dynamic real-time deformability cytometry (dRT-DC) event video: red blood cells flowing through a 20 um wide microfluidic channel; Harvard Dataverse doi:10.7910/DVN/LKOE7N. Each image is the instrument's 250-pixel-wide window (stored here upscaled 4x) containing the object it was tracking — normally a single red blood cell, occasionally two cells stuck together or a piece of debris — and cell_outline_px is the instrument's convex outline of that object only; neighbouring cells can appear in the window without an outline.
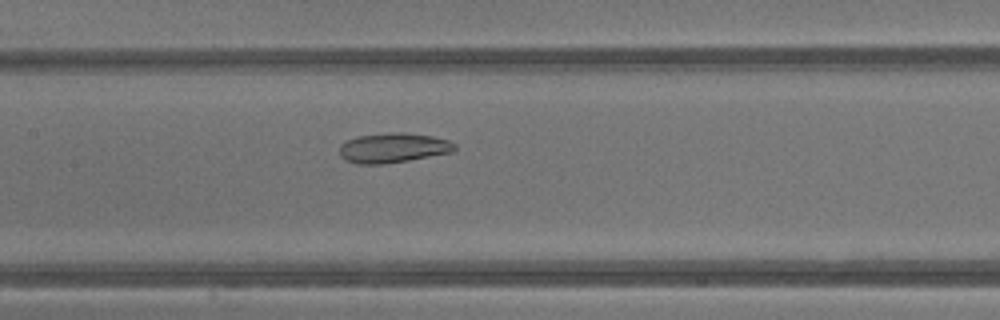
{"species": "common noctule bat (a hibernating species)", "species_latin": "Nyctalus noctula", "temperature_condition": "warm", "stored_images_in_passage": 43, "camera_frame_rate_fps": 3000, "um_per_image_px": 0.085, "animal": {"sex": "male", "body_mass_g": 13.3}, "frame": {"image": 1, "passage_image": 21, "time_ms": 6.667, "image_size_px": [1000, 320], "cell_outline_px": [[456, 148], [452, 152], [408, 160], [384, 164], [360, 164], [344, 160], [340, 156], [340, 144], [356, 136], [388, 132], [404, 132], [432, 136], [448, 140], [456, 144]], "centroid_in_image_um": [33.4, 12.56], "position_along_channel_um": 174.0, "area_um2": 20.06}}
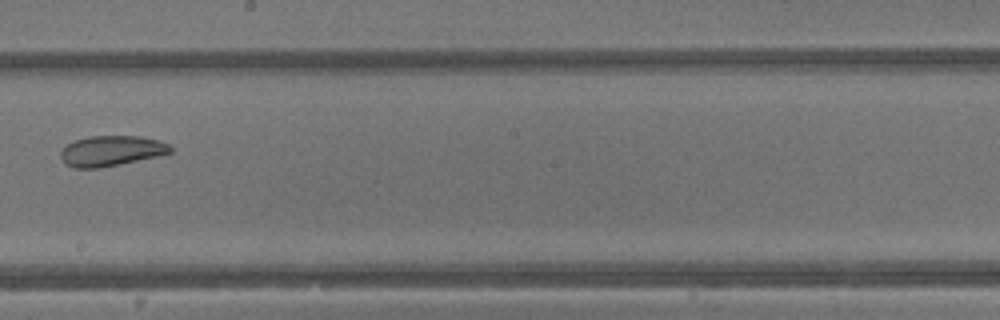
{"frame": {"image": 2, "passage_image": 25, "time_ms": 8.0, "image_size_px": [1000, 320], "cell_outline_px": [[172, 152], [156, 156], [120, 164], [100, 168], [72, 168], [64, 164], [60, 156], [60, 152], [68, 144], [76, 140], [88, 136], [140, 136], [160, 140], [168, 144], [172, 148]], "centroid_in_image_um": [9.44, 12.82], "position_along_channel_um": 238.8, "area_um2": 19.42}}
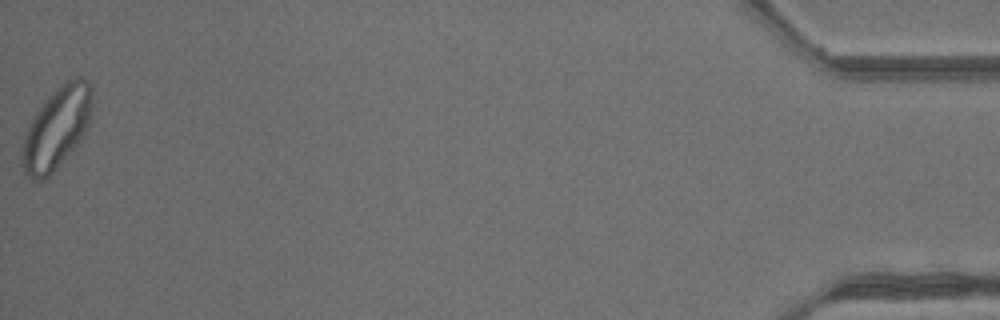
{"frame": {"image": 3, "passage_image": 43, "time_ms": 14.0, "image_size_px": [1000, 320], "cell_outline_px": [[92, 104], [88, 124], [84, 136], [56, 168], [44, 180], [32, 180], [24, 172], [20, 160], [24, 132], [28, 124], [44, 100], [64, 80], [72, 76], [80, 76], [88, 80], [92, 88]], "centroid_in_image_um": [4.8, 10.85], "position_along_channel_um": 430.4, "area_um2": 33.76}, "authors_computed_cell_mechanics": {"area_um2": 27.3972, "velocity_mm_per_s": 4.8818, "shape_relaxation_time_tau1_ms": null, "shape_relaxation_time_tau2_ms": 1.6658, "deformation_change_tau1": null, "deformation_change_tau2": 0.0745}}